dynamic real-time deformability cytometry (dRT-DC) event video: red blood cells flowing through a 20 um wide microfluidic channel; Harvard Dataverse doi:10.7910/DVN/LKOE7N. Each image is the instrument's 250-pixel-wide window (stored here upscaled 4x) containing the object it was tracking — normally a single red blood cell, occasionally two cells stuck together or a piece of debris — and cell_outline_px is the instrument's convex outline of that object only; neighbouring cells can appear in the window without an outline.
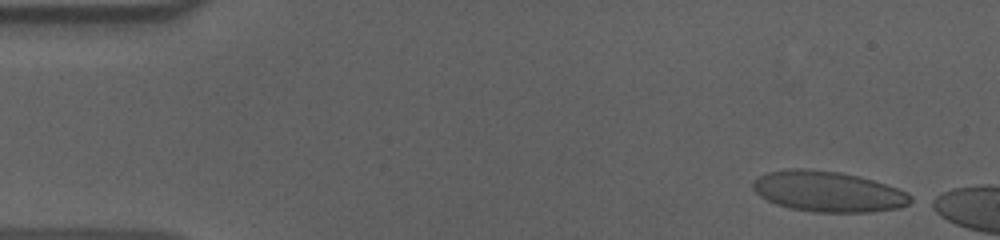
{"species": "human", "species_latin": "Homo sapiens", "temperature_condition": "cold", "stored_images_in_passage": 6, "camera_frame_rate_fps": 3000, "um_per_image_px": 0.085, "donor": {"sex": "male"}, "frame": {"image": 1, "passage_image": 1, "time_ms": 0.0, "image_size_px": [1000, 240], "cell_outline_px": [[916, 200], [900, 208], [872, 212], [812, 212], [788, 208], [776, 204], [760, 196], [752, 188], [752, 180], [768, 172], [792, 168], [804, 168], [840, 172], [860, 176], [908, 192]], "centroid_in_image_um": [70.4, 16.29], "position_along_channel_um": 14.6, "area_um2": 37.57}}